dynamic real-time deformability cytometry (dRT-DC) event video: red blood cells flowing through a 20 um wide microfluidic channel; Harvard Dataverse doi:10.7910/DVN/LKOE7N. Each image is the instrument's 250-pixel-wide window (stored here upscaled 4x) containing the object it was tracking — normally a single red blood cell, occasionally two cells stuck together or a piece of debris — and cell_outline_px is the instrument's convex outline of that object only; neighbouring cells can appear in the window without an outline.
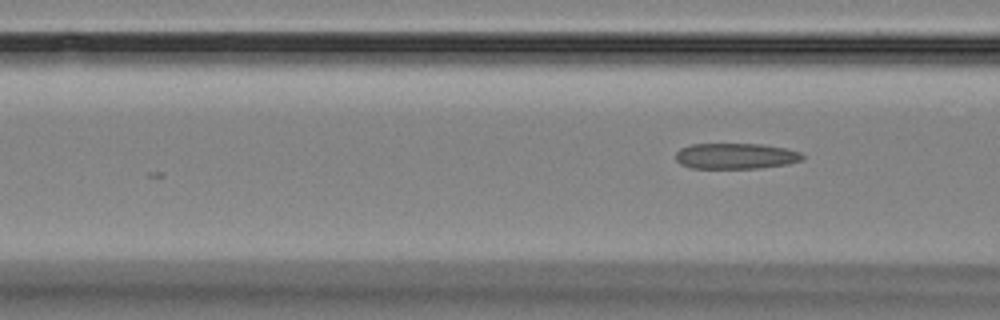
{"species": "Egyptian fruit bat (a non-hibernating species)", "species_latin": "Rousettus aegyptiacus", "temperature_condition": "room temperature", "stored_images_in_passage": 8, "camera_frame_rate_fps": 3000, "um_per_image_px": 0.085, "animal": {"sex": "female"}, "frame": {"image": 1, "passage_image": 8, "time_ms": 8.667, "image_size_px": [1000, 320], "cell_outline_px": [[804, 160], [788, 164], [760, 168], [692, 168], [680, 164], [676, 160], [676, 152], [680, 148], [692, 144], [760, 144], [784, 148], [800, 152], [804, 156]], "centroid_in_image_um": [62.54, 13.27], "position_along_channel_um": 104.1, "area_um2": 19.07}}